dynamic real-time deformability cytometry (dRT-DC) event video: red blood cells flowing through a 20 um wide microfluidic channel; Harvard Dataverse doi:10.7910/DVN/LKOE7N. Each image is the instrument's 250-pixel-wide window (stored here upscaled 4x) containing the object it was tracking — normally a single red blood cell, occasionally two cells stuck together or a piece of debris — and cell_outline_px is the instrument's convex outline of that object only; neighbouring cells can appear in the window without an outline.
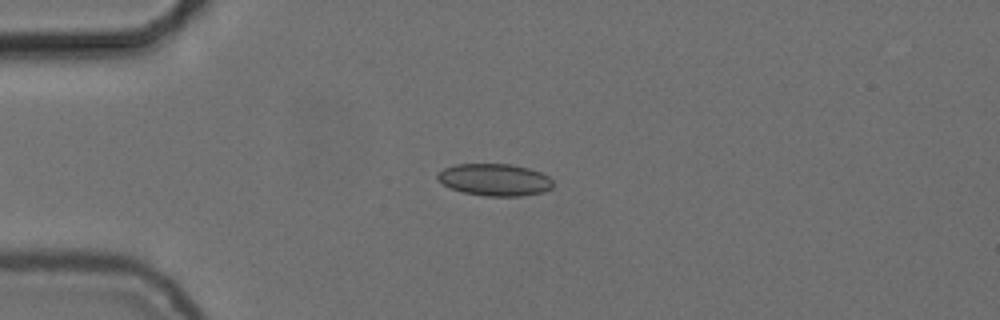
{"species": "common noctule bat (a hibernating species)", "species_latin": "Nyctalus noctula", "temperature_condition": "cold", "stored_images_in_passage": 49, "camera_frame_rate_fps": 3000, "um_per_image_px": 0.085, "animal": {"sex": "female", "body_mass_g": 24.6, "forearm_length_mm": 56.2}, "frame": {"image": 1, "passage_image": 13, "time_ms": 4.0, "image_size_px": [1000, 320], "cell_outline_px": [[552, 188], [544, 192], [520, 196], [484, 196], [464, 192], [452, 188], [436, 180], [436, 176], [444, 168], [456, 164], [512, 164], [528, 168], [540, 172], [548, 176], [552, 180]], "centroid_in_image_um": [42.06, 15.28], "position_along_channel_um": 42.9, "area_um2": 21.56}}
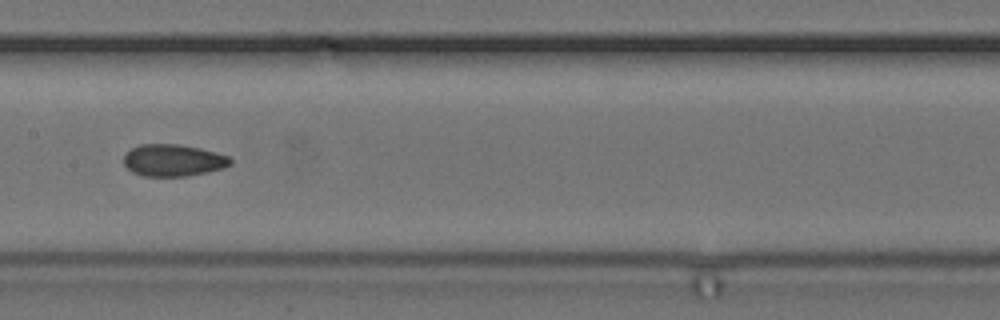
{"frame": {"image": 2, "passage_image": 27, "time_ms": 8.667, "image_size_px": [1000, 320], "cell_outline_px": [[232, 164], [224, 168], [208, 172], [184, 176], [144, 176], [132, 172], [124, 164], [124, 152], [140, 144], [176, 144], [200, 148], [216, 152], [228, 156], [232, 160]], "centroid_in_image_um": [14.72, 13.62], "position_along_channel_um": 192.7, "area_um2": 19.94}}
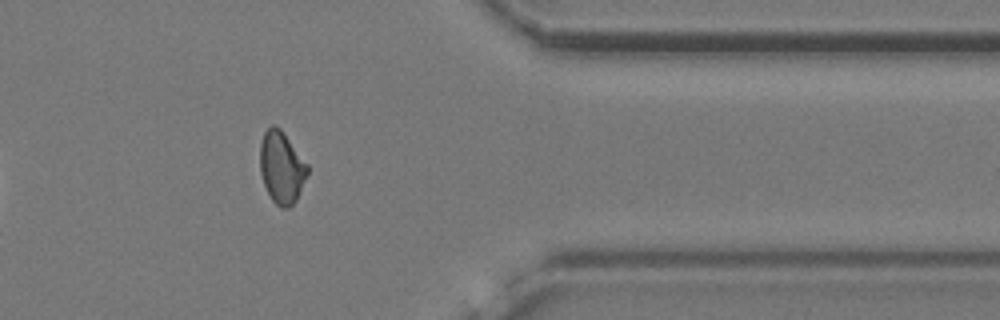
{"frame": {"image": 3, "passage_image": 44, "time_ms": 14.333, "image_size_px": [1000, 320], "cell_outline_px": [[308, 172], [296, 200], [288, 208], [280, 208], [272, 200], [264, 184], [260, 172], [260, 144], [264, 132], [272, 124], [280, 128], [308, 164]], "centroid_in_image_um": [23.93, 14.22], "position_along_channel_um": 387.5, "area_um2": 19.77}, "authors_computed_cell_mechanics": {"area_um2": 20.3456, "velocity_mm_per_s": 3.7298, "shape_relaxation_time_tau1_ms": null, "shape_relaxation_time_tau2_ms": 2.3232, "deformation_change_tau1": null, "deformation_change_tau2": 0.0706}}